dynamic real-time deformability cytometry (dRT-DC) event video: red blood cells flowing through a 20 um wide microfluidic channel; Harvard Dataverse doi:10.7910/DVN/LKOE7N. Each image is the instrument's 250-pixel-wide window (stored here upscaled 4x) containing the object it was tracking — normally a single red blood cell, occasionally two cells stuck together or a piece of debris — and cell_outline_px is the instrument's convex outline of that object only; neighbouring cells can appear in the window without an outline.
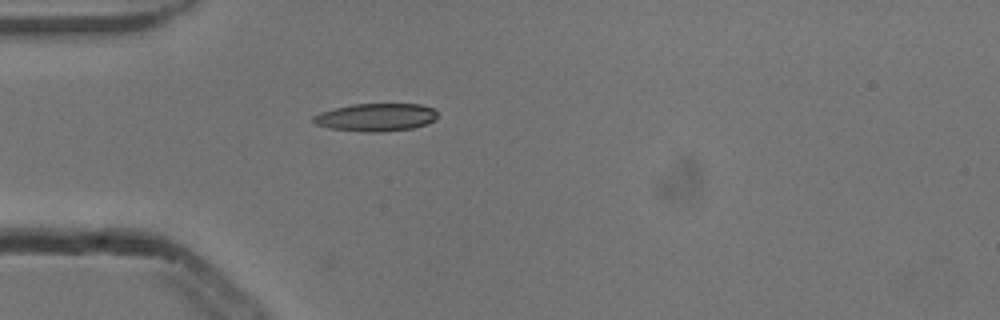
{"species": "common noctule bat (a hibernating species)", "species_latin": "Nyctalus noctula", "temperature_condition": "cold", "stored_images_in_passage": 1, "camera_frame_rate_fps": 3000, "um_per_image_px": 0.085, "animal": {"sex": "male", "body_mass_g": 13.3}, "frame": {"image": 1, "passage_image": 1, "time_ms": 0.0, "image_size_px": [1000, 320], "cell_outline_px": [[436, 120], [428, 124], [412, 128], [380, 132], [360, 132], [332, 128], [316, 124], [312, 120], [312, 116], [320, 112], [352, 104], [420, 104], [436, 108]], "centroid_in_image_um": [31.99, 9.97], "position_along_channel_um": 53.0, "area_um2": 20.23}}